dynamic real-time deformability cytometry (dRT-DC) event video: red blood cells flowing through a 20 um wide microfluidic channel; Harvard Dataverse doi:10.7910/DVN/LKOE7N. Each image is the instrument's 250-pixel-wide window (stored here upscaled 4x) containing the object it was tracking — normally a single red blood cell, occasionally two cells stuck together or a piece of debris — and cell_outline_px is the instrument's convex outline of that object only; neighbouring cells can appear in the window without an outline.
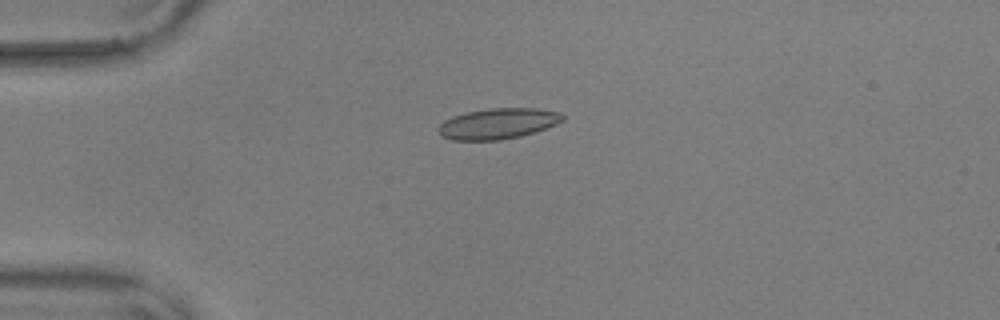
{"species": "common noctule bat (a hibernating species)", "species_latin": "Nyctalus noctula", "temperature_condition": "warm", "stored_images_in_passage": 3, "camera_frame_rate_fps": 3000, "um_per_image_px": 0.085, "animal": {"sex": "male", "body_mass_g": 17.9, "forearm_length_mm": 54.2}, "frame": {"image": 1, "passage_image": 1, "time_ms": 0.0, "image_size_px": [1000, 320], "cell_outline_px": [[564, 120], [556, 124], [520, 136], [500, 140], [452, 140], [440, 136], [440, 124], [444, 120], [452, 116], [468, 112], [492, 108], [536, 108], [556, 112], [564, 116]], "centroid_in_image_um": [42.3, 10.51], "position_along_channel_um": 42.7, "area_um2": 21.91}}